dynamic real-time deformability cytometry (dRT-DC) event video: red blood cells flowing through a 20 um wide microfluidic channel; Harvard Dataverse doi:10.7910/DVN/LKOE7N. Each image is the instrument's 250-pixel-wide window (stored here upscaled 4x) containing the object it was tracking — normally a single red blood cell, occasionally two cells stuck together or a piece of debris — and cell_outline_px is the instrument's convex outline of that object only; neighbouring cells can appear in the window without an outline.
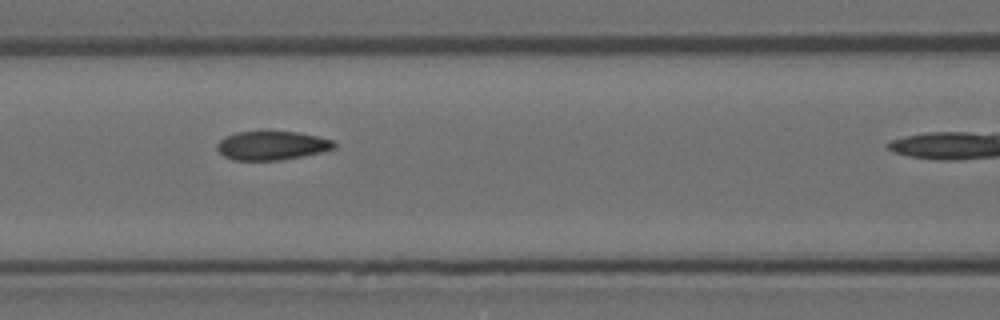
{"species": "Egyptian fruit bat (a non-hibernating species)", "species_latin": "Rousettus aegyptiacus", "temperature_condition": "room temperature", "stored_images_in_passage": 6, "camera_frame_rate_fps": 3000, "um_per_image_px": 0.085, "animal": {"sex": "female"}, "frame": {"image": 1, "passage_image": 5, "time_ms": 1.333, "image_size_px": [1000, 320], "cell_outline_px": [[336, 148], [320, 152], [280, 160], [232, 160], [224, 156], [216, 148], [216, 144], [224, 136], [236, 132], [296, 132], [316, 136], [332, 140], [336, 144]], "centroid_in_image_um": [23.07, 12.37], "position_along_channel_um": 143.5, "area_um2": 19.48}}